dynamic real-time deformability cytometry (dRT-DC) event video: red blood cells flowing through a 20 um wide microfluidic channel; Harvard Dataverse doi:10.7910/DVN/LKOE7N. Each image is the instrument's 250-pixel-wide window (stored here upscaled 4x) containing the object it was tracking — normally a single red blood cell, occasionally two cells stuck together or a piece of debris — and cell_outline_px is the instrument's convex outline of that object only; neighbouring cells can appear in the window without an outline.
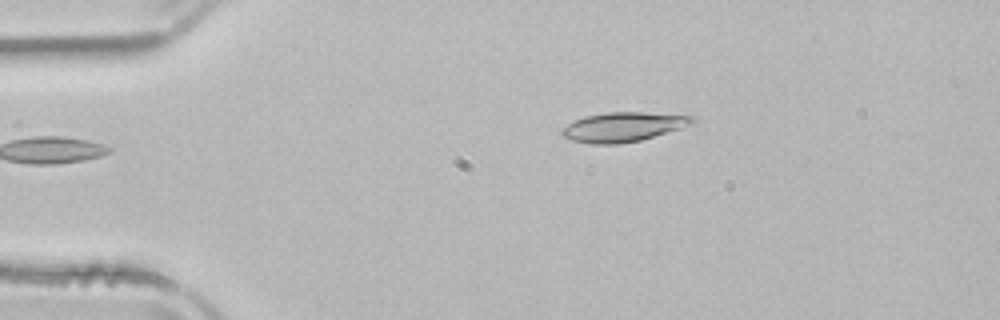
{"species": "common noctule bat (a hibernating species)", "species_latin": "Nyctalus noctula", "temperature_condition": "room temperature", "stored_images_in_passage": 5, "camera_frame_rate_fps": 3000, "um_per_image_px": 0.085, "animal": {"sex": "male", "body_mass_g": 21.5, "forearm_length_mm": 52.0}, "frame": {"image": 1, "passage_image": 5, "time_ms": 5.0, "image_size_px": [1000, 320], "cell_outline_px": [[696, 124], [640, 140], [620, 144], [592, 144], [572, 140], [560, 136], [560, 128], [584, 116], [608, 112], [644, 112], [696, 116]], "centroid_in_image_um": [52.99, 10.79], "position_along_channel_um": 32.0, "area_um2": 22.66}}